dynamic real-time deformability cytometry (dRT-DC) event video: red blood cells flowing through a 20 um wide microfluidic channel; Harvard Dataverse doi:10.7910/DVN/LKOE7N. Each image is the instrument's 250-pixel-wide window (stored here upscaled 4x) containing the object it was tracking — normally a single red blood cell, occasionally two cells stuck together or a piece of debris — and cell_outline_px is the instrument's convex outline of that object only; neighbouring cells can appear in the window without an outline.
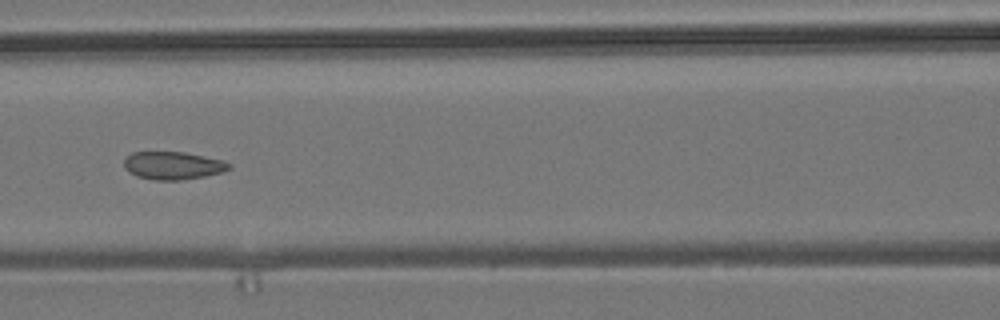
{"species": "common noctule bat (a hibernating species)", "species_latin": "Nyctalus noctula", "temperature_condition": "room temperature", "stored_images_in_passage": 7, "camera_frame_rate_fps": 3000, "um_per_image_px": 0.085, "animal": {"sex": "male", "body_mass_g": 19.2, "forearm_length_mm": 51.8}, "frame": {"image": 1, "passage_image": 5, "time_ms": 1.333, "image_size_px": [1000, 320], "cell_outline_px": [[232, 168], [224, 172], [204, 176], [180, 180], [156, 180], [136, 176], [128, 172], [124, 164], [124, 160], [132, 152], [184, 152], [224, 160], [232, 164]], "centroid_in_image_um": [14.74, 14.07], "position_along_channel_um": 151.9, "area_um2": 17.11}}
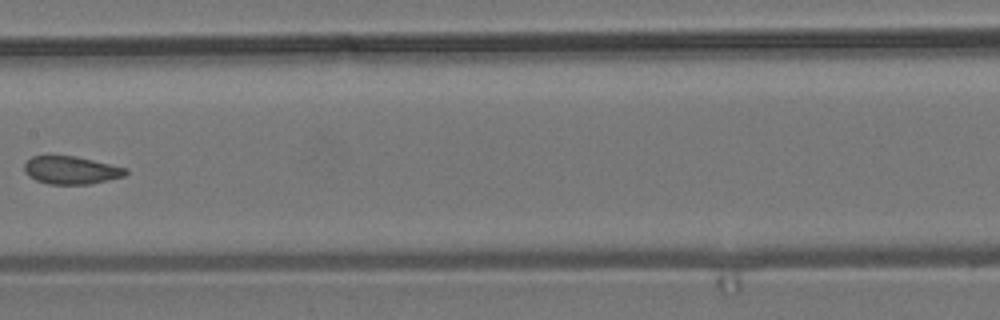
{"frame": {"image": 2, "passage_image": 6, "time_ms": 1.667, "image_size_px": [1000, 320], "cell_outline_px": [[128, 172], [124, 176], [88, 184], [48, 184], [36, 180], [28, 176], [24, 172], [24, 164], [32, 156], [76, 156], [128, 168]], "centroid_in_image_um": [6.03, 14.46], "position_along_channel_um": 201.4, "area_um2": 16.42}}
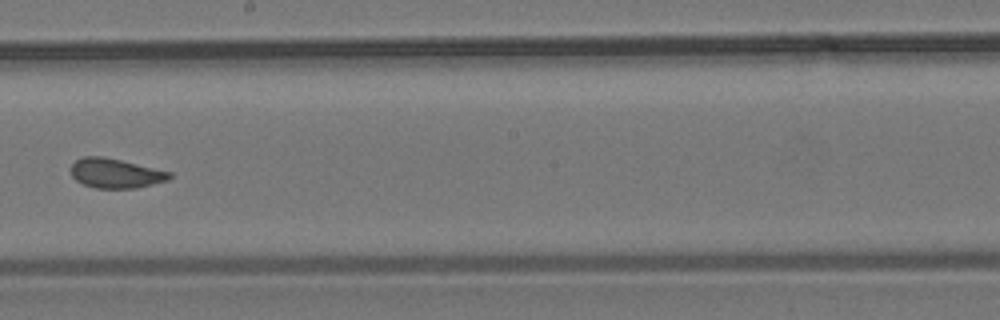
{"frame": {"image": 3, "passage_image": 7, "time_ms": 2.0, "image_size_px": [1000, 320], "cell_outline_px": [[172, 176], [168, 180], [136, 188], [96, 188], [84, 184], [76, 180], [72, 176], [72, 164], [76, 160], [84, 156], [104, 156], [172, 172]], "centroid_in_image_um": [9.84, 14.72], "position_along_channel_um": 238.4, "area_um2": 16.88}}